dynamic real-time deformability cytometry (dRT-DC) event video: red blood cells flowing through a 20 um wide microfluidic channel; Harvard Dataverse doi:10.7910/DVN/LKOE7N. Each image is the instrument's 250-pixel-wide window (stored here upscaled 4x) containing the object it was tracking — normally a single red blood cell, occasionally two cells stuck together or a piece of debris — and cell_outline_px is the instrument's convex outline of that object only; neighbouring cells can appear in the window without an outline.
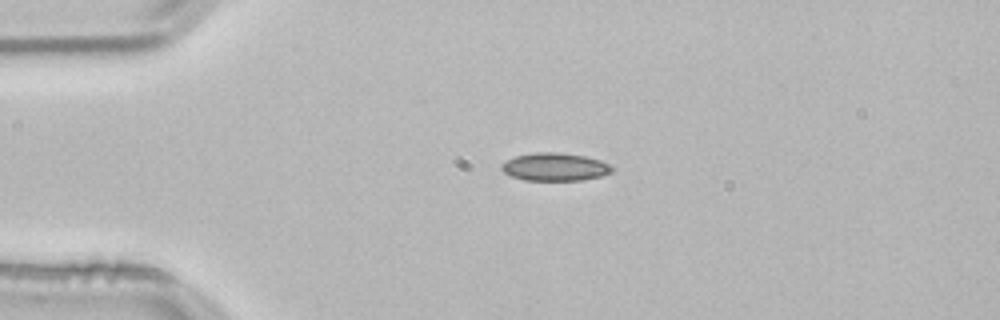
{"species": "common noctule bat (a hibernating species)", "species_latin": "Nyctalus noctula", "temperature_condition": "room temperature", "stored_images_in_passage": 29, "camera_frame_rate_fps": 3000, "um_per_image_px": 0.085, "animal": {"sex": "male", "body_mass_g": 21.5, "forearm_length_mm": 52.0}, "frame": {"image": 1, "passage_image": 1, "time_ms": 0.0, "image_size_px": [1000, 320], "cell_outline_px": [[616, 168], [612, 172], [600, 176], [584, 180], [524, 180], [512, 176], [504, 172], [500, 168], [500, 164], [516, 156], [536, 152], [556, 152], [584, 156], [600, 160]], "centroid_in_image_um": [47.18, 14.19], "position_along_channel_um": 37.8, "area_um2": 17.92}}
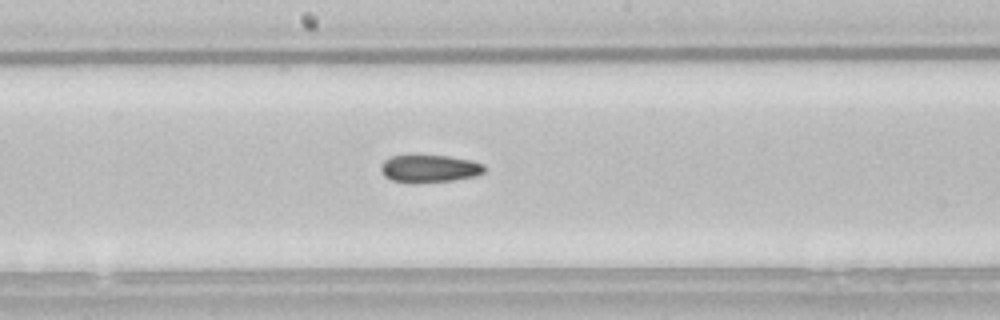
{"frame": {"image": 2, "passage_image": 17, "time_ms": 5.333, "image_size_px": [1000, 320], "cell_outline_px": [[484, 172], [476, 176], [452, 180], [420, 184], [408, 184], [392, 180], [384, 176], [380, 168], [380, 164], [384, 160], [392, 156], [448, 156], [472, 160], [484, 164]], "centroid_in_image_um": [36.48, 14.36], "position_along_channel_um": 211.7, "area_um2": 16.88}}
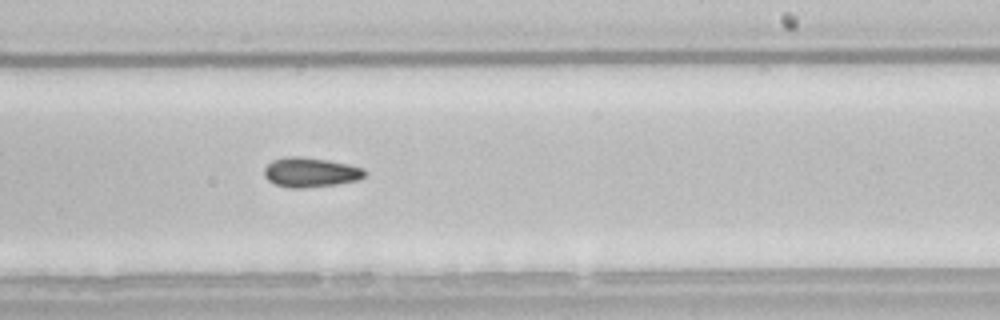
{"frame": {"image": 3, "passage_image": 21, "time_ms": 6.667, "image_size_px": [1000, 320], "cell_outline_px": [[368, 172], [364, 176], [356, 180], [336, 184], [304, 188], [288, 188], [276, 184], [268, 180], [264, 176], [264, 168], [272, 160], [288, 156], [296, 156], [328, 160], [348, 164], [364, 168]], "centroid_in_image_um": [26.38, 14.64], "position_along_channel_um": 262.6, "area_um2": 17.34}}